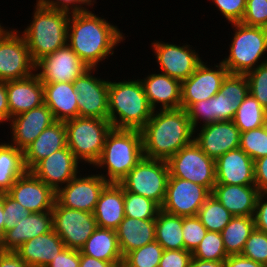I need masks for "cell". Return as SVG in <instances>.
I'll return each instance as SVG.
<instances>
[{"mask_svg": "<svg viewBox=\"0 0 267 267\" xmlns=\"http://www.w3.org/2000/svg\"><path fill=\"white\" fill-rule=\"evenodd\" d=\"M124 35L90 10L70 14L67 45L89 68H97L98 63L113 55L115 47L125 40Z\"/></svg>", "mask_w": 267, "mask_h": 267, "instance_id": "obj_1", "label": "cell"}, {"mask_svg": "<svg viewBox=\"0 0 267 267\" xmlns=\"http://www.w3.org/2000/svg\"><path fill=\"white\" fill-rule=\"evenodd\" d=\"M158 110L140 130L143 156L167 161L191 144L195 133L185 109Z\"/></svg>", "mask_w": 267, "mask_h": 267, "instance_id": "obj_2", "label": "cell"}, {"mask_svg": "<svg viewBox=\"0 0 267 267\" xmlns=\"http://www.w3.org/2000/svg\"><path fill=\"white\" fill-rule=\"evenodd\" d=\"M153 111L140 79L109 80L108 119L113 128L141 130Z\"/></svg>", "mask_w": 267, "mask_h": 267, "instance_id": "obj_3", "label": "cell"}, {"mask_svg": "<svg viewBox=\"0 0 267 267\" xmlns=\"http://www.w3.org/2000/svg\"><path fill=\"white\" fill-rule=\"evenodd\" d=\"M143 157L140 130L113 128L106 136L104 148L93 165L107 173L99 174L108 183L119 184Z\"/></svg>", "mask_w": 267, "mask_h": 267, "instance_id": "obj_4", "label": "cell"}, {"mask_svg": "<svg viewBox=\"0 0 267 267\" xmlns=\"http://www.w3.org/2000/svg\"><path fill=\"white\" fill-rule=\"evenodd\" d=\"M30 25L22 36L34 63L67 45L70 14L48 8L36 0Z\"/></svg>", "mask_w": 267, "mask_h": 267, "instance_id": "obj_5", "label": "cell"}, {"mask_svg": "<svg viewBox=\"0 0 267 267\" xmlns=\"http://www.w3.org/2000/svg\"><path fill=\"white\" fill-rule=\"evenodd\" d=\"M231 25L235 31L229 45V55L221 61L228 73L246 74L266 63V58L262 62L260 59L265 57L267 51V28L247 26L241 22Z\"/></svg>", "mask_w": 267, "mask_h": 267, "instance_id": "obj_6", "label": "cell"}, {"mask_svg": "<svg viewBox=\"0 0 267 267\" xmlns=\"http://www.w3.org/2000/svg\"><path fill=\"white\" fill-rule=\"evenodd\" d=\"M64 123L67 147L79 162L94 165L102 153L106 136L112 129L109 119L78 116Z\"/></svg>", "mask_w": 267, "mask_h": 267, "instance_id": "obj_7", "label": "cell"}, {"mask_svg": "<svg viewBox=\"0 0 267 267\" xmlns=\"http://www.w3.org/2000/svg\"><path fill=\"white\" fill-rule=\"evenodd\" d=\"M169 176L167 161L143 156L119 184L127 192L149 198L161 207Z\"/></svg>", "mask_w": 267, "mask_h": 267, "instance_id": "obj_8", "label": "cell"}, {"mask_svg": "<svg viewBox=\"0 0 267 267\" xmlns=\"http://www.w3.org/2000/svg\"><path fill=\"white\" fill-rule=\"evenodd\" d=\"M169 177L205 186L210 192L216 184L215 160L208 157L193 141L167 160Z\"/></svg>", "mask_w": 267, "mask_h": 267, "instance_id": "obj_9", "label": "cell"}, {"mask_svg": "<svg viewBox=\"0 0 267 267\" xmlns=\"http://www.w3.org/2000/svg\"><path fill=\"white\" fill-rule=\"evenodd\" d=\"M20 31L0 29V81L18 80L35 73L28 45Z\"/></svg>", "mask_w": 267, "mask_h": 267, "instance_id": "obj_10", "label": "cell"}, {"mask_svg": "<svg viewBox=\"0 0 267 267\" xmlns=\"http://www.w3.org/2000/svg\"><path fill=\"white\" fill-rule=\"evenodd\" d=\"M52 214L54 231L71 249L80 250L97 228L93 213L63 207L56 200Z\"/></svg>", "mask_w": 267, "mask_h": 267, "instance_id": "obj_11", "label": "cell"}, {"mask_svg": "<svg viewBox=\"0 0 267 267\" xmlns=\"http://www.w3.org/2000/svg\"><path fill=\"white\" fill-rule=\"evenodd\" d=\"M211 192L200 184L169 177L161 210L181 217L196 216Z\"/></svg>", "mask_w": 267, "mask_h": 267, "instance_id": "obj_12", "label": "cell"}, {"mask_svg": "<svg viewBox=\"0 0 267 267\" xmlns=\"http://www.w3.org/2000/svg\"><path fill=\"white\" fill-rule=\"evenodd\" d=\"M94 71L97 69L89 68L73 82L78 97V116L108 119L109 80L95 77Z\"/></svg>", "mask_w": 267, "mask_h": 267, "instance_id": "obj_13", "label": "cell"}, {"mask_svg": "<svg viewBox=\"0 0 267 267\" xmlns=\"http://www.w3.org/2000/svg\"><path fill=\"white\" fill-rule=\"evenodd\" d=\"M89 67L68 45L46 55L35 63V72L42 83L74 82Z\"/></svg>", "mask_w": 267, "mask_h": 267, "instance_id": "obj_14", "label": "cell"}, {"mask_svg": "<svg viewBox=\"0 0 267 267\" xmlns=\"http://www.w3.org/2000/svg\"><path fill=\"white\" fill-rule=\"evenodd\" d=\"M151 44L161 73L180 82L188 79L202 62L200 55L190 44L180 46L163 41H153Z\"/></svg>", "mask_w": 267, "mask_h": 267, "instance_id": "obj_15", "label": "cell"}, {"mask_svg": "<svg viewBox=\"0 0 267 267\" xmlns=\"http://www.w3.org/2000/svg\"><path fill=\"white\" fill-rule=\"evenodd\" d=\"M108 182L99 174L75 176L57 192L55 200L63 207L93 213L101 191Z\"/></svg>", "mask_w": 267, "mask_h": 267, "instance_id": "obj_16", "label": "cell"}, {"mask_svg": "<svg viewBox=\"0 0 267 267\" xmlns=\"http://www.w3.org/2000/svg\"><path fill=\"white\" fill-rule=\"evenodd\" d=\"M206 64L202 61L195 72L181 82V108L186 110L191 104L207 100L220 90L222 81L228 74L227 68L221 61L213 69Z\"/></svg>", "mask_w": 267, "mask_h": 267, "instance_id": "obj_17", "label": "cell"}, {"mask_svg": "<svg viewBox=\"0 0 267 267\" xmlns=\"http://www.w3.org/2000/svg\"><path fill=\"white\" fill-rule=\"evenodd\" d=\"M198 129L194 130V133L200 132L194 136L195 143L214 160L230 150L239 148L241 132L233 120L205 124Z\"/></svg>", "mask_w": 267, "mask_h": 267, "instance_id": "obj_18", "label": "cell"}, {"mask_svg": "<svg viewBox=\"0 0 267 267\" xmlns=\"http://www.w3.org/2000/svg\"><path fill=\"white\" fill-rule=\"evenodd\" d=\"M79 161L66 146L42 159L31 172L55 193L80 174Z\"/></svg>", "mask_w": 267, "mask_h": 267, "instance_id": "obj_19", "label": "cell"}, {"mask_svg": "<svg viewBox=\"0 0 267 267\" xmlns=\"http://www.w3.org/2000/svg\"><path fill=\"white\" fill-rule=\"evenodd\" d=\"M7 193L31 213L52 211L56 197L31 171L19 177Z\"/></svg>", "mask_w": 267, "mask_h": 267, "instance_id": "obj_20", "label": "cell"}, {"mask_svg": "<svg viewBox=\"0 0 267 267\" xmlns=\"http://www.w3.org/2000/svg\"><path fill=\"white\" fill-rule=\"evenodd\" d=\"M9 122L12 131V142L9 143L24 151L45 128L55 122V119L49 107L44 103L12 117Z\"/></svg>", "mask_w": 267, "mask_h": 267, "instance_id": "obj_21", "label": "cell"}, {"mask_svg": "<svg viewBox=\"0 0 267 267\" xmlns=\"http://www.w3.org/2000/svg\"><path fill=\"white\" fill-rule=\"evenodd\" d=\"M215 173L216 184L255 185L254 161L241 148L215 160Z\"/></svg>", "mask_w": 267, "mask_h": 267, "instance_id": "obj_22", "label": "cell"}, {"mask_svg": "<svg viewBox=\"0 0 267 267\" xmlns=\"http://www.w3.org/2000/svg\"><path fill=\"white\" fill-rule=\"evenodd\" d=\"M10 119L44 104L43 83L36 72L18 80L6 81Z\"/></svg>", "mask_w": 267, "mask_h": 267, "instance_id": "obj_23", "label": "cell"}, {"mask_svg": "<svg viewBox=\"0 0 267 267\" xmlns=\"http://www.w3.org/2000/svg\"><path fill=\"white\" fill-rule=\"evenodd\" d=\"M243 100L226 98L218 91L216 95L207 100H200L191 104L186 112L191 126L195 130L198 128L199 120L203 122L202 125L233 120Z\"/></svg>", "mask_w": 267, "mask_h": 267, "instance_id": "obj_24", "label": "cell"}, {"mask_svg": "<svg viewBox=\"0 0 267 267\" xmlns=\"http://www.w3.org/2000/svg\"><path fill=\"white\" fill-rule=\"evenodd\" d=\"M145 95L155 111L181 108V82L163 73H152L140 80Z\"/></svg>", "mask_w": 267, "mask_h": 267, "instance_id": "obj_25", "label": "cell"}, {"mask_svg": "<svg viewBox=\"0 0 267 267\" xmlns=\"http://www.w3.org/2000/svg\"><path fill=\"white\" fill-rule=\"evenodd\" d=\"M53 229L52 211L31 213L9 230L1 241L2 251H15L26 241L45 234Z\"/></svg>", "mask_w": 267, "mask_h": 267, "instance_id": "obj_26", "label": "cell"}, {"mask_svg": "<svg viewBox=\"0 0 267 267\" xmlns=\"http://www.w3.org/2000/svg\"><path fill=\"white\" fill-rule=\"evenodd\" d=\"M65 248L60 236L52 229L26 241L15 252L30 267H46Z\"/></svg>", "mask_w": 267, "mask_h": 267, "instance_id": "obj_27", "label": "cell"}, {"mask_svg": "<svg viewBox=\"0 0 267 267\" xmlns=\"http://www.w3.org/2000/svg\"><path fill=\"white\" fill-rule=\"evenodd\" d=\"M67 146L66 127L63 121H55L23 151L24 165L31 171L42 159Z\"/></svg>", "mask_w": 267, "mask_h": 267, "instance_id": "obj_28", "label": "cell"}, {"mask_svg": "<svg viewBox=\"0 0 267 267\" xmlns=\"http://www.w3.org/2000/svg\"><path fill=\"white\" fill-rule=\"evenodd\" d=\"M259 193L255 185L229 184H215L211 192L233 216H253Z\"/></svg>", "mask_w": 267, "mask_h": 267, "instance_id": "obj_29", "label": "cell"}, {"mask_svg": "<svg viewBox=\"0 0 267 267\" xmlns=\"http://www.w3.org/2000/svg\"><path fill=\"white\" fill-rule=\"evenodd\" d=\"M93 215L97 227L116 230L125 217L124 188L108 183L100 193Z\"/></svg>", "mask_w": 267, "mask_h": 267, "instance_id": "obj_30", "label": "cell"}, {"mask_svg": "<svg viewBox=\"0 0 267 267\" xmlns=\"http://www.w3.org/2000/svg\"><path fill=\"white\" fill-rule=\"evenodd\" d=\"M44 103L55 121H67L78 117L77 93L72 82L43 83Z\"/></svg>", "mask_w": 267, "mask_h": 267, "instance_id": "obj_31", "label": "cell"}, {"mask_svg": "<svg viewBox=\"0 0 267 267\" xmlns=\"http://www.w3.org/2000/svg\"><path fill=\"white\" fill-rule=\"evenodd\" d=\"M122 256L155 240V219L125 216L116 229Z\"/></svg>", "mask_w": 267, "mask_h": 267, "instance_id": "obj_32", "label": "cell"}, {"mask_svg": "<svg viewBox=\"0 0 267 267\" xmlns=\"http://www.w3.org/2000/svg\"><path fill=\"white\" fill-rule=\"evenodd\" d=\"M80 252L106 262H123L116 230L113 229L97 227Z\"/></svg>", "mask_w": 267, "mask_h": 267, "instance_id": "obj_33", "label": "cell"}, {"mask_svg": "<svg viewBox=\"0 0 267 267\" xmlns=\"http://www.w3.org/2000/svg\"><path fill=\"white\" fill-rule=\"evenodd\" d=\"M26 171L23 151L11 143H0V194L7 193Z\"/></svg>", "mask_w": 267, "mask_h": 267, "instance_id": "obj_34", "label": "cell"}, {"mask_svg": "<svg viewBox=\"0 0 267 267\" xmlns=\"http://www.w3.org/2000/svg\"><path fill=\"white\" fill-rule=\"evenodd\" d=\"M183 217L160 210L155 219V240L164 250L184 249Z\"/></svg>", "mask_w": 267, "mask_h": 267, "instance_id": "obj_35", "label": "cell"}, {"mask_svg": "<svg viewBox=\"0 0 267 267\" xmlns=\"http://www.w3.org/2000/svg\"><path fill=\"white\" fill-rule=\"evenodd\" d=\"M253 216H234L220 232L228 256L242 253L244 245L254 230Z\"/></svg>", "mask_w": 267, "mask_h": 267, "instance_id": "obj_36", "label": "cell"}, {"mask_svg": "<svg viewBox=\"0 0 267 267\" xmlns=\"http://www.w3.org/2000/svg\"><path fill=\"white\" fill-rule=\"evenodd\" d=\"M240 132L260 128L267 124V110L250 93L245 97L233 119Z\"/></svg>", "mask_w": 267, "mask_h": 267, "instance_id": "obj_37", "label": "cell"}, {"mask_svg": "<svg viewBox=\"0 0 267 267\" xmlns=\"http://www.w3.org/2000/svg\"><path fill=\"white\" fill-rule=\"evenodd\" d=\"M201 223L208 231L221 232L234 217L212 194L199 209Z\"/></svg>", "mask_w": 267, "mask_h": 267, "instance_id": "obj_38", "label": "cell"}, {"mask_svg": "<svg viewBox=\"0 0 267 267\" xmlns=\"http://www.w3.org/2000/svg\"><path fill=\"white\" fill-rule=\"evenodd\" d=\"M163 252V247L154 240L127 253L123 257L122 267H159Z\"/></svg>", "mask_w": 267, "mask_h": 267, "instance_id": "obj_39", "label": "cell"}, {"mask_svg": "<svg viewBox=\"0 0 267 267\" xmlns=\"http://www.w3.org/2000/svg\"><path fill=\"white\" fill-rule=\"evenodd\" d=\"M161 207L153 200L124 189L125 216L135 219H156Z\"/></svg>", "mask_w": 267, "mask_h": 267, "instance_id": "obj_40", "label": "cell"}, {"mask_svg": "<svg viewBox=\"0 0 267 267\" xmlns=\"http://www.w3.org/2000/svg\"><path fill=\"white\" fill-rule=\"evenodd\" d=\"M192 257L200 260L225 261L228 257L220 232L207 231L199 245L192 252Z\"/></svg>", "mask_w": 267, "mask_h": 267, "instance_id": "obj_41", "label": "cell"}, {"mask_svg": "<svg viewBox=\"0 0 267 267\" xmlns=\"http://www.w3.org/2000/svg\"><path fill=\"white\" fill-rule=\"evenodd\" d=\"M241 148L253 161L267 156V124L246 132H241Z\"/></svg>", "mask_w": 267, "mask_h": 267, "instance_id": "obj_42", "label": "cell"}, {"mask_svg": "<svg viewBox=\"0 0 267 267\" xmlns=\"http://www.w3.org/2000/svg\"><path fill=\"white\" fill-rule=\"evenodd\" d=\"M241 254L267 266V234L254 228Z\"/></svg>", "mask_w": 267, "mask_h": 267, "instance_id": "obj_43", "label": "cell"}, {"mask_svg": "<svg viewBox=\"0 0 267 267\" xmlns=\"http://www.w3.org/2000/svg\"><path fill=\"white\" fill-rule=\"evenodd\" d=\"M245 75L249 83V93L267 110V62Z\"/></svg>", "mask_w": 267, "mask_h": 267, "instance_id": "obj_44", "label": "cell"}, {"mask_svg": "<svg viewBox=\"0 0 267 267\" xmlns=\"http://www.w3.org/2000/svg\"><path fill=\"white\" fill-rule=\"evenodd\" d=\"M206 227L201 223L199 217H183L182 235L184 250L193 252L207 233Z\"/></svg>", "mask_w": 267, "mask_h": 267, "instance_id": "obj_45", "label": "cell"}, {"mask_svg": "<svg viewBox=\"0 0 267 267\" xmlns=\"http://www.w3.org/2000/svg\"><path fill=\"white\" fill-rule=\"evenodd\" d=\"M219 91L226 98L245 99L249 93V83L246 75L228 73L223 79Z\"/></svg>", "mask_w": 267, "mask_h": 267, "instance_id": "obj_46", "label": "cell"}, {"mask_svg": "<svg viewBox=\"0 0 267 267\" xmlns=\"http://www.w3.org/2000/svg\"><path fill=\"white\" fill-rule=\"evenodd\" d=\"M241 23L247 26L267 28V0H246Z\"/></svg>", "mask_w": 267, "mask_h": 267, "instance_id": "obj_47", "label": "cell"}, {"mask_svg": "<svg viewBox=\"0 0 267 267\" xmlns=\"http://www.w3.org/2000/svg\"><path fill=\"white\" fill-rule=\"evenodd\" d=\"M3 214L5 220V230L12 229L17 222L31 214L18 201L13 199L8 193H4Z\"/></svg>", "mask_w": 267, "mask_h": 267, "instance_id": "obj_48", "label": "cell"}, {"mask_svg": "<svg viewBox=\"0 0 267 267\" xmlns=\"http://www.w3.org/2000/svg\"><path fill=\"white\" fill-rule=\"evenodd\" d=\"M221 15L230 23H239L244 17L246 0H212Z\"/></svg>", "mask_w": 267, "mask_h": 267, "instance_id": "obj_49", "label": "cell"}, {"mask_svg": "<svg viewBox=\"0 0 267 267\" xmlns=\"http://www.w3.org/2000/svg\"><path fill=\"white\" fill-rule=\"evenodd\" d=\"M192 252L187 250H164L159 267H189Z\"/></svg>", "mask_w": 267, "mask_h": 267, "instance_id": "obj_50", "label": "cell"}, {"mask_svg": "<svg viewBox=\"0 0 267 267\" xmlns=\"http://www.w3.org/2000/svg\"><path fill=\"white\" fill-rule=\"evenodd\" d=\"M80 250L66 247L46 267H79Z\"/></svg>", "mask_w": 267, "mask_h": 267, "instance_id": "obj_51", "label": "cell"}, {"mask_svg": "<svg viewBox=\"0 0 267 267\" xmlns=\"http://www.w3.org/2000/svg\"><path fill=\"white\" fill-rule=\"evenodd\" d=\"M267 193L260 192L254 212L255 228L267 234Z\"/></svg>", "mask_w": 267, "mask_h": 267, "instance_id": "obj_52", "label": "cell"}, {"mask_svg": "<svg viewBox=\"0 0 267 267\" xmlns=\"http://www.w3.org/2000/svg\"><path fill=\"white\" fill-rule=\"evenodd\" d=\"M255 186L267 193V156L254 161Z\"/></svg>", "mask_w": 267, "mask_h": 267, "instance_id": "obj_53", "label": "cell"}, {"mask_svg": "<svg viewBox=\"0 0 267 267\" xmlns=\"http://www.w3.org/2000/svg\"><path fill=\"white\" fill-rule=\"evenodd\" d=\"M48 8L63 11L69 14L76 13V0H37Z\"/></svg>", "mask_w": 267, "mask_h": 267, "instance_id": "obj_54", "label": "cell"}, {"mask_svg": "<svg viewBox=\"0 0 267 267\" xmlns=\"http://www.w3.org/2000/svg\"><path fill=\"white\" fill-rule=\"evenodd\" d=\"M225 267H267L266 265L255 262L242 254L230 255L224 261Z\"/></svg>", "mask_w": 267, "mask_h": 267, "instance_id": "obj_55", "label": "cell"}, {"mask_svg": "<svg viewBox=\"0 0 267 267\" xmlns=\"http://www.w3.org/2000/svg\"><path fill=\"white\" fill-rule=\"evenodd\" d=\"M0 267H30L15 251H2L0 253Z\"/></svg>", "mask_w": 267, "mask_h": 267, "instance_id": "obj_56", "label": "cell"}, {"mask_svg": "<svg viewBox=\"0 0 267 267\" xmlns=\"http://www.w3.org/2000/svg\"><path fill=\"white\" fill-rule=\"evenodd\" d=\"M123 262H106L80 252L79 267H122Z\"/></svg>", "mask_w": 267, "mask_h": 267, "instance_id": "obj_57", "label": "cell"}, {"mask_svg": "<svg viewBox=\"0 0 267 267\" xmlns=\"http://www.w3.org/2000/svg\"><path fill=\"white\" fill-rule=\"evenodd\" d=\"M10 121L6 81H0V123Z\"/></svg>", "mask_w": 267, "mask_h": 267, "instance_id": "obj_58", "label": "cell"}, {"mask_svg": "<svg viewBox=\"0 0 267 267\" xmlns=\"http://www.w3.org/2000/svg\"><path fill=\"white\" fill-rule=\"evenodd\" d=\"M189 267H225V265L224 261L200 260L192 257Z\"/></svg>", "mask_w": 267, "mask_h": 267, "instance_id": "obj_59", "label": "cell"}, {"mask_svg": "<svg viewBox=\"0 0 267 267\" xmlns=\"http://www.w3.org/2000/svg\"><path fill=\"white\" fill-rule=\"evenodd\" d=\"M4 193L0 194V243L5 235V220L3 214Z\"/></svg>", "mask_w": 267, "mask_h": 267, "instance_id": "obj_60", "label": "cell"}, {"mask_svg": "<svg viewBox=\"0 0 267 267\" xmlns=\"http://www.w3.org/2000/svg\"><path fill=\"white\" fill-rule=\"evenodd\" d=\"M94 3H96L95 0H76V13L89 11V8L87 9V6H94Z\"/></svg>", "mask_w": 267, "mask_h": 267, "instance_id": "obj_61", "label": "cell"}]
</instances>
